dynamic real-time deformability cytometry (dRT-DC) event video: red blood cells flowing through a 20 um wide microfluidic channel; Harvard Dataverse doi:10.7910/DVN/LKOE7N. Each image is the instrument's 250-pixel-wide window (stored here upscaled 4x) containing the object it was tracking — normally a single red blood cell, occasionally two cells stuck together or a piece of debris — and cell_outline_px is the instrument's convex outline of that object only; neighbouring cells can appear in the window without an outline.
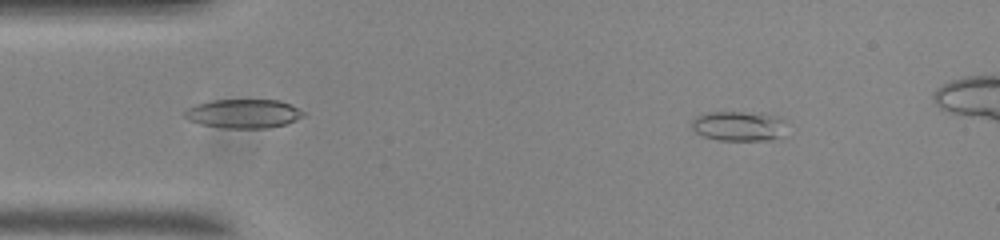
{"species": "common noctule bat (a hibernating species)", "species_latin": "Nyctalus noctula", "temperature_condition": "room temperature", "stored_images_in_passage": 50, "camera_frame_rate_fps": 3000, "um_per_image_px": 0.085, "animal": {"sex": "male", "body_mass_g": 20.0, "forearm_length_mm": 53.3}, "frame": {"image": 1, "passage_image": 7, "time_ms": 2.0, "image_size_px": [1000, 240], "cell_outline_px": [[780, 120], [776, 136], [772, 140], [720, 140], [704, 136], [696, 132], [692, 128], [692, 120], [696, 116], [708, 112], [764, 112], [780, 116]], "centroid_in_image_um": [62.66, 10.68], "position_along_channel_um": 22.3, "area_um2": 15.95}}
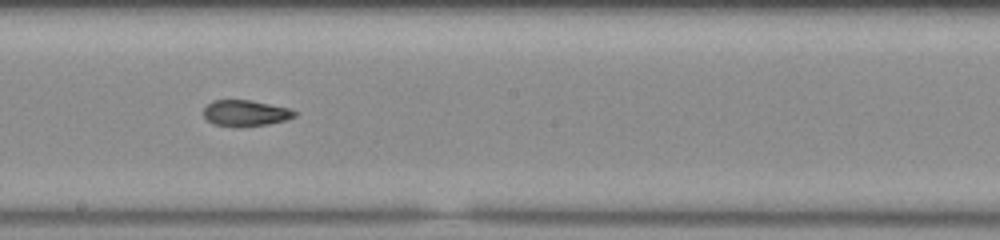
{"frame": {"image": 2, "passage_image": 29, "time_ms": 9.333, "image_size_px": [1000, 240], "cell_outline_px": [[296, 116], [284, 120], [268, 124], [240, 128], [232, 128], [212, 124], [204, 116], [204, 108], [212, 100], [252, 100], [288, 108], [296, 112]], "centroid_in_image_um": [20.83, 9.64], "position_along_channel_um": 227.4, "area_um2": 14.05}}
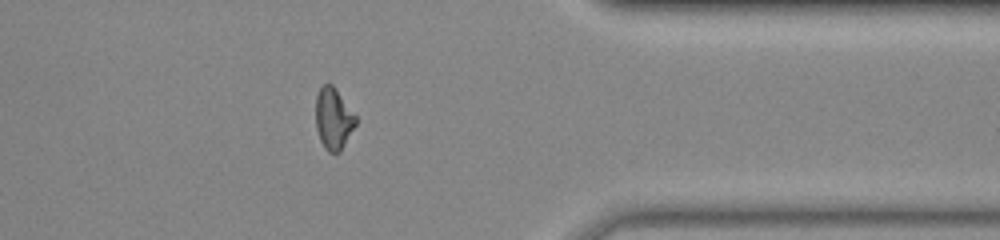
{"frame": {"image": 3, "passage_image": 43, "time_ms": 14.0, "image_size_px": [1000, 240], "cell_outline_px": [[356, 124], [340, 152], [328, 152], [324, 148], [320, 140], [316, 128], [316, 96], [320, 88], [324, 84], [332, 84], [336, 88], [356, 116]], "centroid_in_image_um": [28.33, 10.09], "position_along_channel_um": 383.1, "area_um2": 14.28}, "authors_computed_cell_mechanics": {"area_um2": 14.7968, "velocity_mm_per_s": 3.7125, "shape_relaxation_time_tau1_ms": null, "shape_relaxation_time_tau2_ms": 2.1327, "deformation_change_tau1": null, "deformation_change_tau2": 0.0813}}